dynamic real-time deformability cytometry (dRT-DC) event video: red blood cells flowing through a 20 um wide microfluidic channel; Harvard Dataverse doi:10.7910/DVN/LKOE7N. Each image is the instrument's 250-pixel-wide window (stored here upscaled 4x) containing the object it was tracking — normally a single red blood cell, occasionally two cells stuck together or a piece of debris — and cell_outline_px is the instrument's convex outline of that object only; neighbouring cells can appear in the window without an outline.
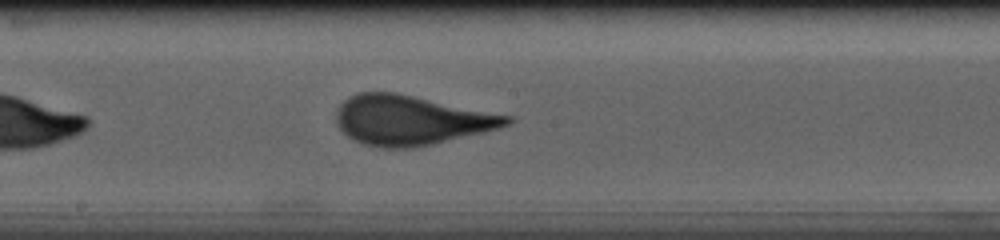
{"species": "human", "species_latin": "Homo sapiens", "temperature_condition": "cold", "stored_images_in_passage": 25, "camera_frame_rate_fps": 3000, "um_per_image_px": 0.085, "donor": {"sex": "male"}, "frame": {"image": 1, "passage_image": 15, "time_ms": 4.667, "image_size_px": [1000, 240], "cell_outline_px": [[516, 120], [500, 128], [484, 132], [432, 144], [412, 148], [376, 148], [360, 144], [352, 140], [336, 124], [336, 112], [340, 104], [348, 96], [356, 92], [396, 92], [516, 116]], "centroid_in_image_um": [34.94, 10.21], "position_along_channel_um": 213.3, "area_um2": 50.05}}
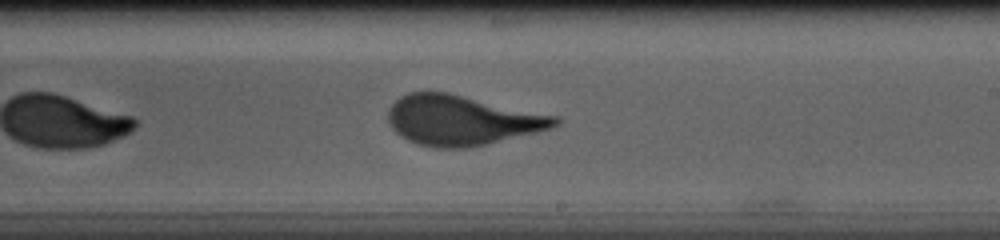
{"frame": {"image": 2, "passage_image": 18, "time_ms": 5.667, "image_size_px": [1000, 240], "cell_outline_px": [[560, 124], [536, 132], [468, 148], [436, 148], [416, 144], [400, 136], [392, 128], [388, 120], [388, 108], [400, 96], [408, 92], [448, 92], [560, 116]], "centroid_in_image_um": [39.24, 10.21], "position_along_channel_um": 249.8, "area_um2": 48.67}}